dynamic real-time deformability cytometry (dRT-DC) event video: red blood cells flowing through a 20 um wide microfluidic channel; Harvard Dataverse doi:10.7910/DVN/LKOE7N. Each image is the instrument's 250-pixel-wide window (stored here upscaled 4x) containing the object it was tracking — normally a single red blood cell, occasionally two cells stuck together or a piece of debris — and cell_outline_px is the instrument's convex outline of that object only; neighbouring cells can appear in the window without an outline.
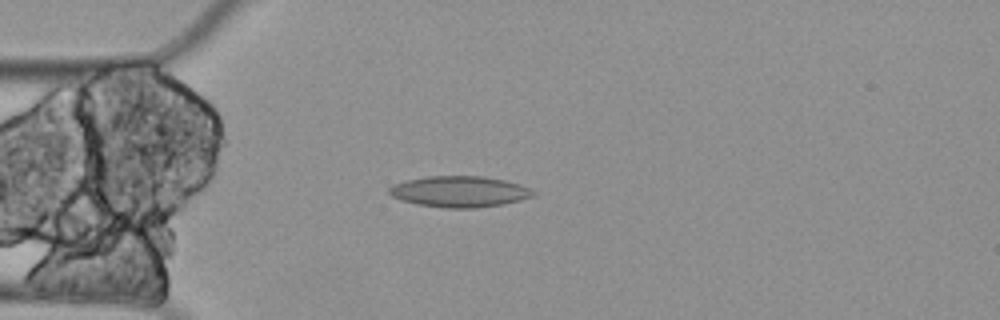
{"species": "Egyptian fruit bat (a non-hibernating species)", "species_latin": "Rousettus aegyptiacus", "temperature_condition": "cold", "stored_images_in_passage": 15, "camera_frame_rate_fps": 3000, "um_per_image_px": 0.085, "animal": {"sex": "female"}, "frame": {"image": 1, "passage_image": 4, "time_ms": 1.0, "image_size_px": [1000, 320], "cell_outline_px": [[536, 196], [504, 204], [476, 208], [444, 208], [416, 204], [400, 200], [392, 196], [388, 192], [388, 188], [392, 184], [408, 180], [428, 176], [484, 176], [504, 180], [520, 184], [536, 192]], "centroid_in_image_um": [39.06, 16.29], "position_along_channel_um": 45.9, "area_um2": 26.24}}
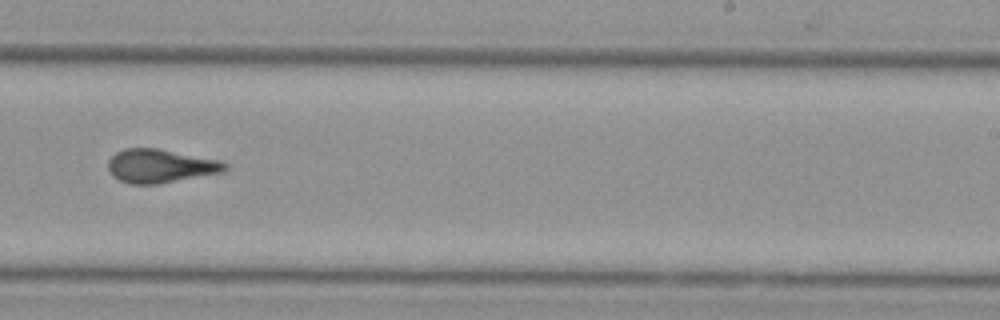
{"frame": {"image": 2, "passage_image": 10, "time_ms": 3.0, "image_size_px": [1000, 320], "cell_outline_px": [[228, 168], [224, 172], [156, 184], [128, 184], [112, 176], [108, 172], [108, 160], [116, 152], [124, 148], [160, 148], [220, 160], [228, 164]], "centroid_in_image_um": [13.62, 14.1], "position_along_channel_um": 275.4, "area_um2": 23.12}}
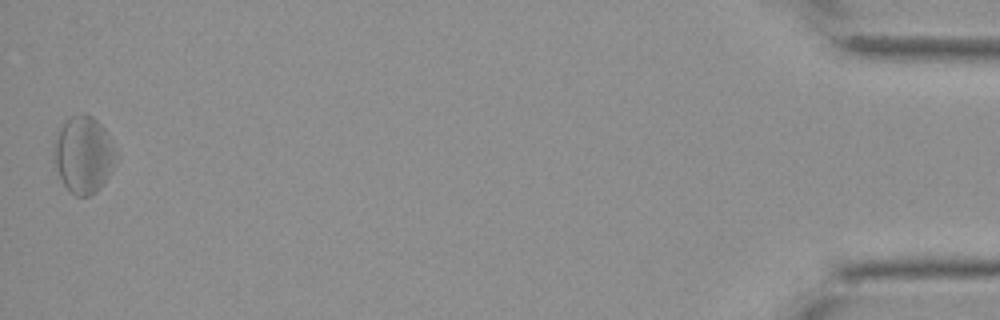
{"frame": {"image": 3, "passage_image": 15, "time_ms": 4.667, "image_size_px": [1000, 320], "cell_outline_px": [[120, 156], [108, 176], [100, 188], [96, 192], [88, 196], [76, 196], [64, 184], [60, 176], [52, 152], [56, 132], [72, 116], [80, 112], [84, 112], [92, 116], [104, 128]], "centroid_in_image_um": [7.13, 13.13], "position_along_channel_um": 428.1, "area_um2": 27.92}}